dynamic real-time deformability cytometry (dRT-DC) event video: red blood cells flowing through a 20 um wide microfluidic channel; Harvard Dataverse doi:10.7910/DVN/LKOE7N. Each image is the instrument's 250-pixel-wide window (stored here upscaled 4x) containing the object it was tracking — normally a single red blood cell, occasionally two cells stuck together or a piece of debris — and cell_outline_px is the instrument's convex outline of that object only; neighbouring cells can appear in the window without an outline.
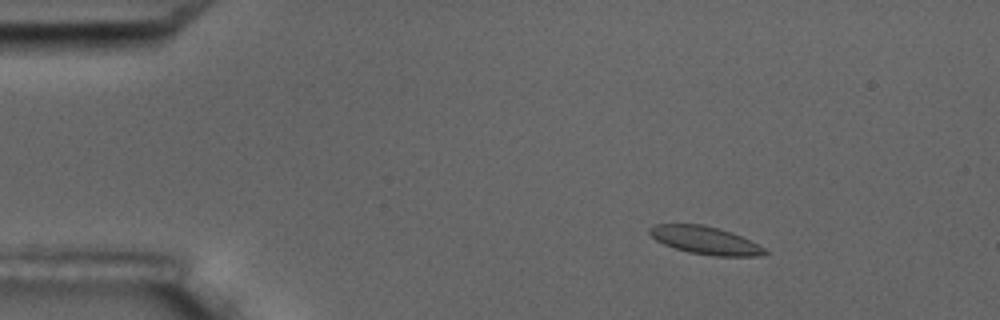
{"species": "common noctule bat (a hibernating species)", "species_latin": "Nyctalus noctula", "temperature_condition": "room temperature", "stored_images_in_passage": 16, "camera_frame_rate_fps": 3000, "um_per_image_px": 0.085, "animal": {"sex": "male", "body_mass_g": 17.5, "forearm_length_mm": 52.3}, "frame": {"image": 1, "passage_image": 3, "time_ms": 2.333, "image_size_px": [1000, 320], "cell_outline_px": [[768, 252], [756, 256], [712, 256], [688, 252], [664, 244], [656, 240], [648, 232], [648, 228], [656, 224], [704, 224], [732, 232], [764, 248]], "centroid_in_image_um": [59.9, 20.42], "position_along_channel_um": 25.1, "area_um2": 18.5}}
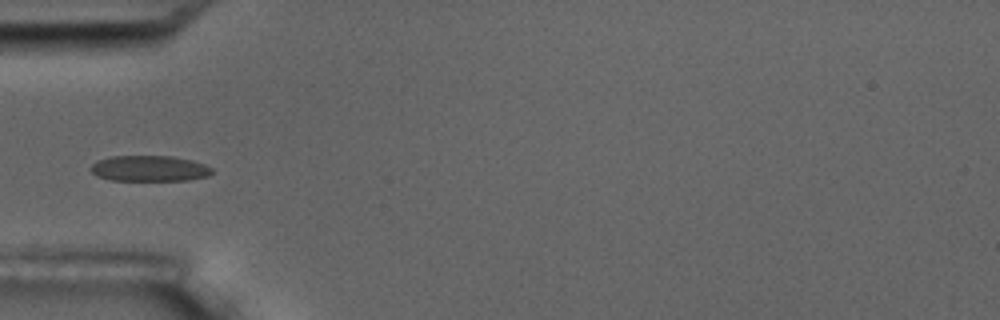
{"frame": {"image": 2, "passage_image": 5, "time_ms": 5.667, "image_size_px": [1000, 320], "cell_outline_px": [[212, 172], [208, 176], [188, 180], [112, 180], [96, 176], [88, 168], [96, 160], [112, 156], [172, 156], [192, 160], [204, 164], [212, 168]], "centroid_in_image_um": [12.67, 14.31], "position_along_channel_um": 72.3, "area_um2": 18.26}}
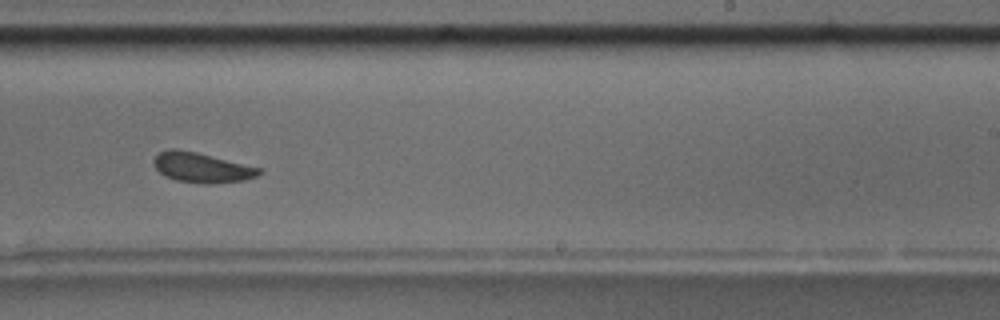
{"frame": {"image": 3, "passage_image": 10, "time_ms": 11.333, "image_size_px": [1000, 320], "cell_outline_px": [[264, 172], [256, 176], [244, 180], [212, 184], [204, 184], [176, 180], [164, 176], [152, 164], [152, 160], [160, 152], [168, 148], [176, 148], [196, 152], [264, 168]], "centroid_in_image_um": [17.17, 14.24], "position_along_channel_um": 271.8, "area_um2": 18.67}, "authors_computed_cell_mechanics": {"area_um2": 18.3804, "velocity_mm_per_s": 3.5292, "shape_relaxation_time_tau1_ms": 3.1815, "shape_relaxation_time_tau2_ms": 2.1204, "deformation_change_tau1": 0.0882, "deformation_change_tau2": 0.0769}}